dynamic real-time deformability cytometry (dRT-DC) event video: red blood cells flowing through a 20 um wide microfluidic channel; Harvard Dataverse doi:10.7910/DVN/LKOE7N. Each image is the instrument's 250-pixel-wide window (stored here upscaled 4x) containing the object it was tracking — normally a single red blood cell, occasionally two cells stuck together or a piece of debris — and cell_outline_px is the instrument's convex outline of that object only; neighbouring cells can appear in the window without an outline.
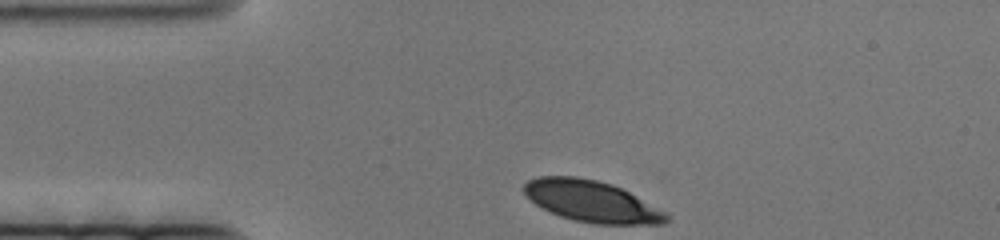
{"species": "human", "species_latin": "Homo sapiens", "temperature_condition": "cold", "stored_images_in_passage": 49, "camera_frame_rate_fps": 3000, "um_per_image_px": 0.085, "donor": {"sex": "female"}, "frame": {"image": 1, "passage_image": 1, "time_ms": 0.0, "image_size_px": [1000, 240], "cell_outline_px": [[668, 220], [664, 224], [596, 224], [576, 220], [560, 216], [536, 204], [524, 192], [524, 184], [528, 180], [540, 176], [576, 176], [596, 180], [612, 184], [628, 192], [664, 212], [668, 216]], "centroid_in_image_um": [50.27, 17.11], "position_along_channel_um": 34.7, "area_um2": 33.64}}
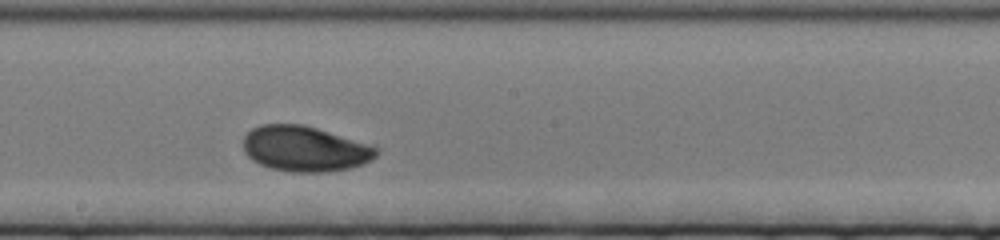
{"frame": {"image": 2, "passage_image": 28, "time_ms": 9.0, "image_size_px": [1000, 240], "cell_outline_px": [[380, 152], [372, 160], [364, 164], [352, 168], [328, 172], [292, 172], [272, 168], [260, 164], [252, 160], [244, 152], [244, 136], [252, 128], [260, 124], [304, 124], [380, 148]], "centroid_in_image_um": [25.93, 12.65], "position_along_channel_um": 222.3, "area_um2": 35.32}}
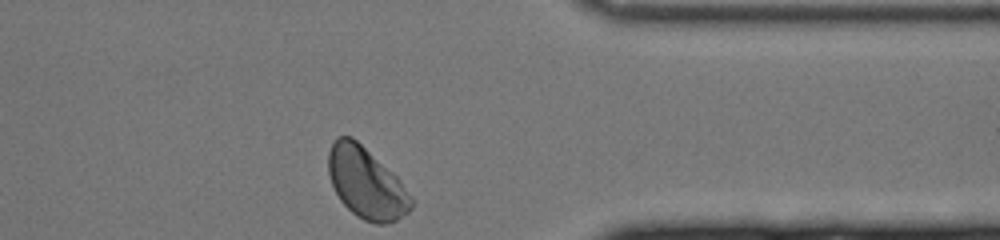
{"frame": {"image": 3, "passage_image": 49, "time_ms": 16.0, "image_size_px": [1000, 240], "cell_outline_px": [[412, 208], [408, 212], [396, 220], [388, 224], [376, 224], [364, 220], [356, 216], [340, 200], [332, 184], [328, 172], [328, 152], [336, 136], [352, 136], [392, 172], [400, 180], [412, 196]], "centroid_in_image_um": [31.13, 15.57], "position_along_channel_um": 380.3, "area_um2": 34.16}}